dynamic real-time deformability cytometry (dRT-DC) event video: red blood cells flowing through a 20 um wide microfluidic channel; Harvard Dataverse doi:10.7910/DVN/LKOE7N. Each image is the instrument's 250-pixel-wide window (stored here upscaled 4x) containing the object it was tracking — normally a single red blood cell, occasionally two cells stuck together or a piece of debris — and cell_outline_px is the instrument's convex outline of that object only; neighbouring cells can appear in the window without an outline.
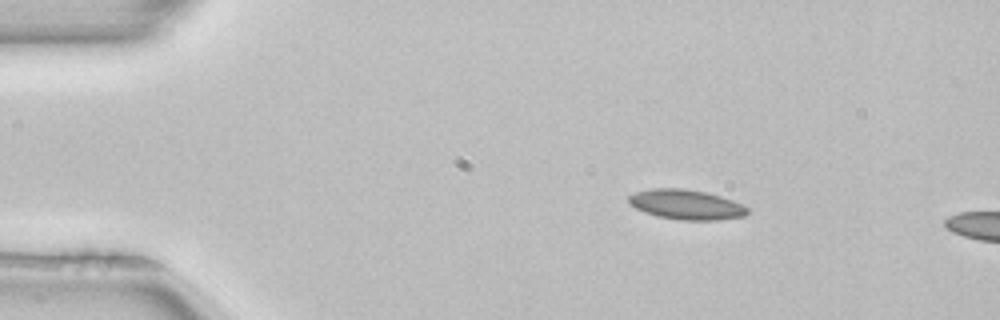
{"species": "common noctule bat (a hibernating species)", "species_latin": "Nyctalus noctula", "temperature_condition": "room temperature", "stored_images_in_passage": 3, "camera_frame_rate_fps": 3000, "um_per_image_px": 0.085, "animal": {"sex": "female", "body_mass_g": 22.7, "forearm_length_mm": 54.2}, "frame": {"image": 1, "passage_image": 1, "time_ms": 0.0, "image_size_px": [1000, 320], "cell_outline_px": [[748, 212], [744, 216], [720, 220], [680, 220], [656, 216], [644, 212], [628, 204], [628, 196], [636, 192], [652, 188], [684, 188], [704, 192], [720, 196], [732, 200], [748, 208]], "centroid_in_image_um": [58.29, 17.39], "position_along_channel_um": 26.7, "area_um2": 20.69}}